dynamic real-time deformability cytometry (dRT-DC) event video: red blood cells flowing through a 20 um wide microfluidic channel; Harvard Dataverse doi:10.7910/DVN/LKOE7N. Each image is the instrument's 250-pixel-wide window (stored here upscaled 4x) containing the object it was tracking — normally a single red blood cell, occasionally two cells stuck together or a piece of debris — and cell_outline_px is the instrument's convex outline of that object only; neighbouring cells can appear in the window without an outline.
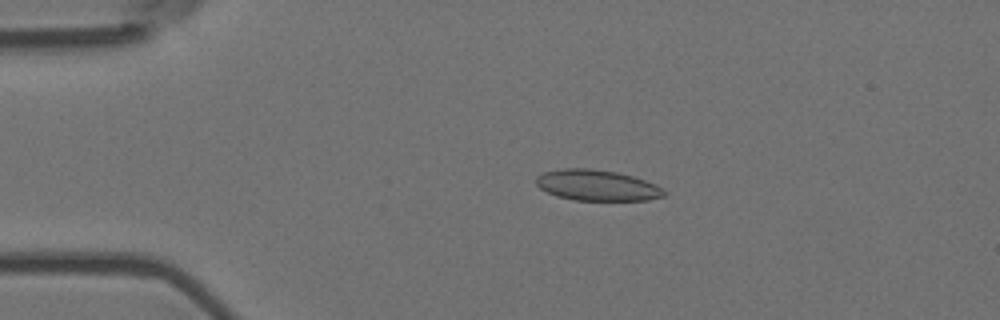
{"species": "Egyptian fruit bat (a non-hibernating species)", "species_latin": "Rousettus aegyptiacus", "temperature_condition": "room temperature", "stored_images_in_passage": 7, "camera_frame_rate_fps": 3000, "um_per_image_px": 0.085, "animal": {"sex": "female"}, "frame": {"image": 1, "passage_image": 4, "time_ms": 1.0, "image_size_px": [1000, 320], "cell_outline_px": [[668, 192], [664, 196], [648, 200], [576, 200], [556, 196], [540, 188], [536, 184], [536, 176], [544, 172], [564, 168], [588, 168], [616, 172], [632, 176], [656, 184]], "centroid_in_image_um": [50.76, 15.75], "position_along_channel_um": 34.2, "area_um2": 22.95}}
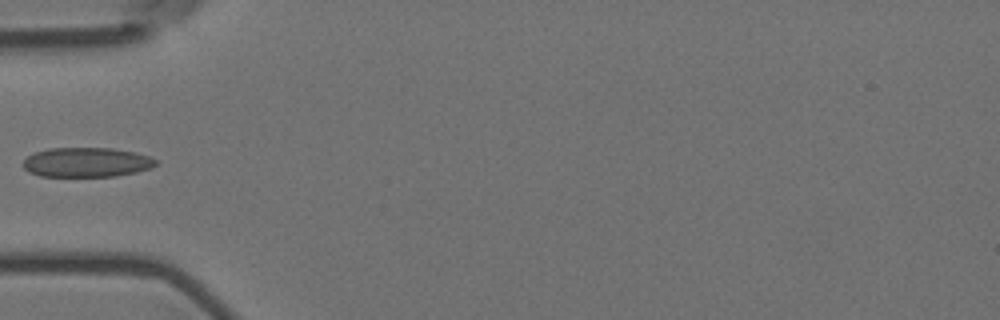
{"frame": {"image": 2, "passage_image": 6, "time_ms": 1.667, "image_size_px": [1000, 320], "cell_outline_px": [[156, 164], [152, 168], [136, 172], [116, 176], [40, 176], [28, 172], [20, 164], [28, 156], [36, 152], [48, 148], [112, 148], [136, 152], [148, 156], [156, 160]], "centroid_in_image_um": [7.34, 13.79], "position_along_channel_um": 77.7, "area_um2": 22.95}}
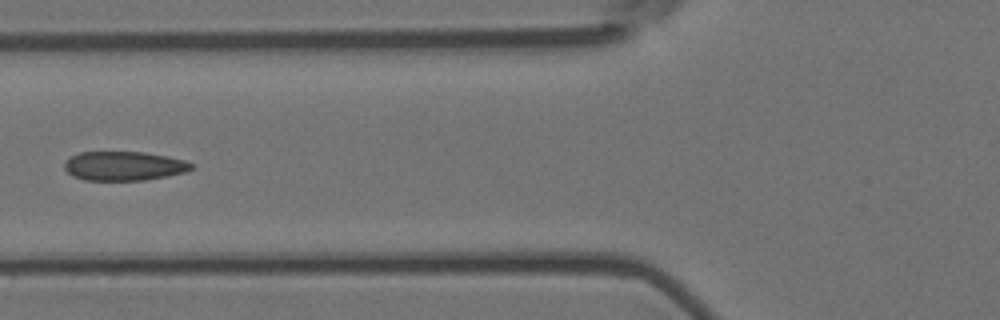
{"frame": {"image": 3, "passage_image": 7, "time_ms": 2.0, "image_size_px": [1000, 320], "cell_outline_px": [[196, 164], [192, 168], [184, 172], [168, 176], [144, 180], [84, 180], [72, 176], [64, 168], [64, 164], [72, 156], [80, 152], [144, 152], [168, 156], [184, 160]], "centroid_in_image_um": [10.56, 14.11], "position_along_channel_um": 115.2, "area_um2": 21.56}}